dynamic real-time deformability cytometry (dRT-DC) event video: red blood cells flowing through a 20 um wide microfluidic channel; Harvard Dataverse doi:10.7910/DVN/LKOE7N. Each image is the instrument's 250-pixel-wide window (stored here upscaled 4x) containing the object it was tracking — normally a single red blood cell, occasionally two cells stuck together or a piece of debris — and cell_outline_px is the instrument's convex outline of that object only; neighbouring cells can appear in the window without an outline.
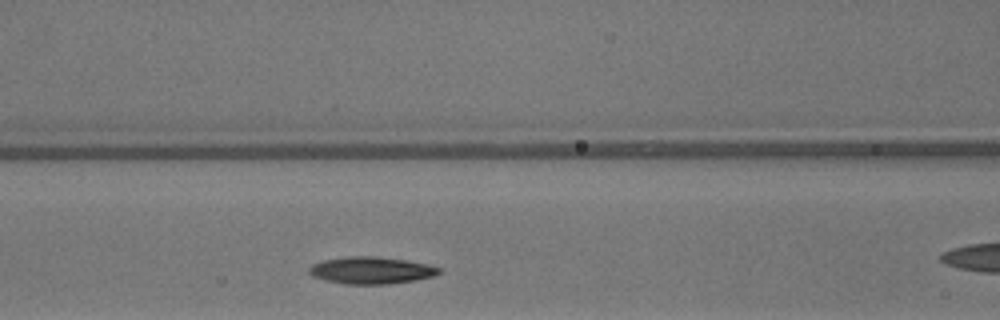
{"species": "common noctule bat (a hibernating species)", "species_latin": "Nyctalus noctula", "temperature_condition": "warm", "stored_images_in_passage": 30, "camera_frame_rate_fps": 3000, "um_per_image_px": 0.085, "animal": {"sex": "male", "body_mass_g": 13.3}, "frame": {"image": 1, "passage_image": 7, "time_ms": 2.0, "image_size_px": [1000, 320], "cell_outline_px": [[440, 272], [432, 276], [416, 280], [388, 284], [344, 284], [324, 280], [312, 276], [308, 272], [308, 268], [312, 264], [324, 260], [348, 256], [376, 256], [408, 260], [440, 268]], "centroid_in_image_um": [31.5, 22.98], "position_along_channel_um": 135.1, "area_um2": 20.46}}
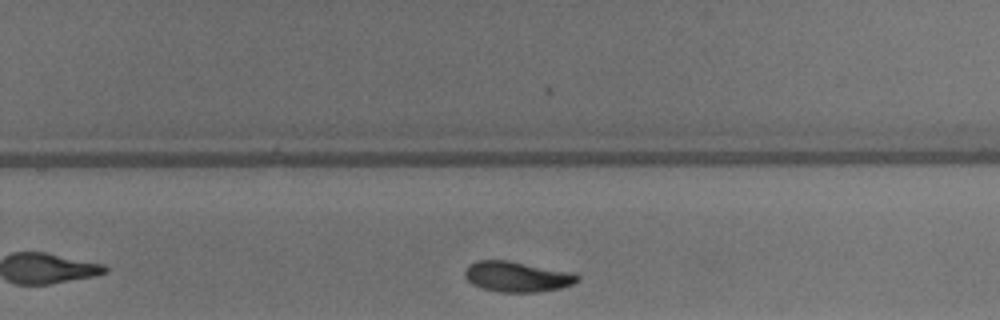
{"frame": {"image": 2, "passage_image": 18, "time_ms": 5.667, "image_size_px": [1000, 320], "cell_outline_px": [[580, 280], [572, 284], [560, 288], [536, 292], [500, 292], [484, 288], [472, 284], [464, 276], [464, 272], [468, 264], [476, 260], [508, 260], [576, 272], [580, 276]], "centroid_in_image_um": [43.98, 23.5], "position_along_channel_um": 285.8, "area_um2": 20.23}}
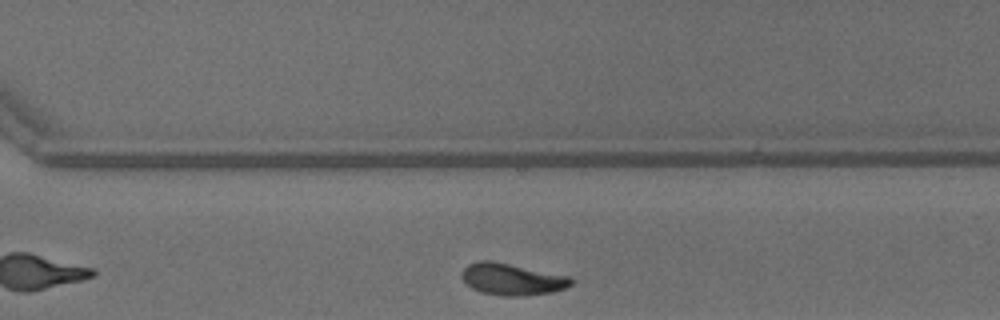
{"frame": {"image": 3, "passage_image": 21, "time_ms": 6.667, "image_size_px": [1000, 320], "cell_outline_px": [[572, 284], [564, 288], [552, 292], [524, 296], [504, 296], [480, 292], [472, 288], [460, 276], [464, 268], [468, 264], [480, 260], [492, 260], [572, 276]], "centroid_in_image_um": [43.53, 23.72], "position_along_channel_um": 327.1, "area_um2": 20.4}, "authors_computed_cell_mechanics": {"area_um2": 20.1722, "velocity_mm_per_s": 4.1278, "shape_relaxation_time_tau1_ms": 3.1628, "shape_relaxation_time_tau2_ms": 9.7663, "deformation_change_tau1": 0.1377, "deformation_change_tau2": 0.1349}}